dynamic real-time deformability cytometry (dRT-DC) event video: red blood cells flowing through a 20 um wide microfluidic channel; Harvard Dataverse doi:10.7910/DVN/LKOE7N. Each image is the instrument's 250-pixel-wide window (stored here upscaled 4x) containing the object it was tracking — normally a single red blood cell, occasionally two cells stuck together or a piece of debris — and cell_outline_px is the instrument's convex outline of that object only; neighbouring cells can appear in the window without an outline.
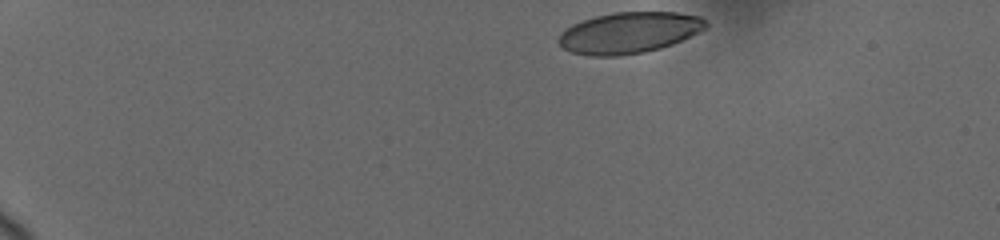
{"species": "human", "species_latin": "Homo sapiens", "temperature_condition": "cold", "stored_images_in_passage": 17, "camera_frame_rate_fps": 3000, "um_per_image_px": 0.085, "donor": {"sex": "female"}, "frame": {"image": 1, "passage_image": 1, "time_ms": 0.0, "image_size_px": [1000, 240], "cell_outline_px": [[708, 28], [700, 32], [672, 44], [660, 48], [644, 52], [620, 56], [592, 56], [572, 52], [564, 48], [556, 40], [560, 32], [572, 24], [596, 16], [612, 12], [676, 12], [700, 16], [708, 24]], "centroid_in_image_um": [53.47, 2.78], "position_along_channel_um": 31.5, "area_um2": 35.43}}